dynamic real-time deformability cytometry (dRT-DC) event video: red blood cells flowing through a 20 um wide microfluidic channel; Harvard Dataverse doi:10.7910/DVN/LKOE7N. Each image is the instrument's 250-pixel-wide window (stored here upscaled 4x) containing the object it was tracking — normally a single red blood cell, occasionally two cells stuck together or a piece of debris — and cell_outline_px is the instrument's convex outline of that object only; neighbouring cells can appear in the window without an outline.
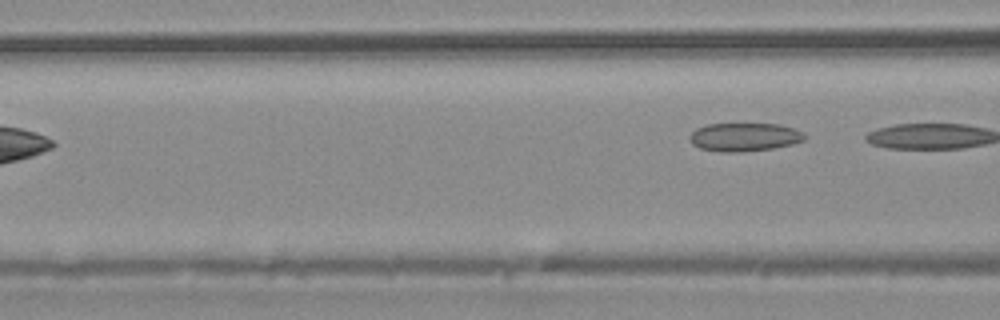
{"species": "common noctule bat (a hibernating species)", "species_latin": "Nyctalus noctula", "temperature_condition": "warm", "stored_images_in_passage": 3, "camera_frame_rate_fps": 3000, "um_per_image_px": 0.085, "animal": {"sex": "male", "body_mass_g": 20.4}, "frame": {"image": 1, "passage_image": 3, "time_ms": 2.333, "image_size_px": [1000, 320], "cell_outline_px": [[804, 140], [792, 144], [772, 148], [740, 152], [720, 152], [700, 148], [692, 144], [688, 140], [688, 136], [696, 128], [708, 124], [780, 124], [804, 132]], "centroid_in_image_um": [63.23, 11.65], "position_along_channel_um": 103.4, "area_um2": 19.02}}